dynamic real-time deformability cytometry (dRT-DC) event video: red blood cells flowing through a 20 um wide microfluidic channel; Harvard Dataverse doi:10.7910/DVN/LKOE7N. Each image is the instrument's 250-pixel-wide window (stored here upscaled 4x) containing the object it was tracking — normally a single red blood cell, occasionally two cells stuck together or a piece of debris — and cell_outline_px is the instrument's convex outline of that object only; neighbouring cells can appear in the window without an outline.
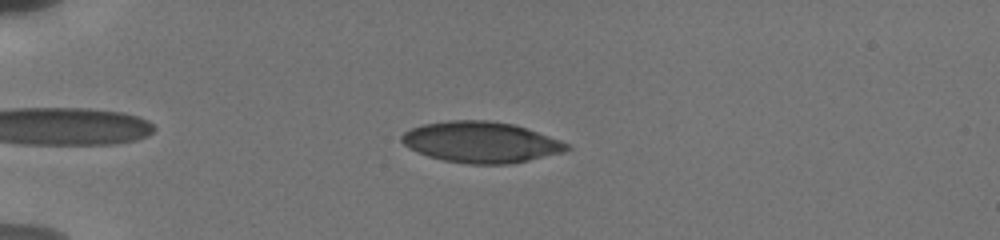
{"species": "human", "species_latin": "Homo sapiens", "temperature_condition": "cold", "stored_images_in_passage": 8, "camera_frame_rate_fps": 3000, "um_per_image_px": 0.085, "donor": {"sex": "male"}, "frame": {"image": 1, "passage_image": 5, "time_ms": 2.0, "image_size_px": [1000, 240], "cell_outline_px": [[572, 148], [564, 152], [512, 164], [468, 164], [444, 160], [428, 156], [408, 148], [400, 140], [400, 136], [404, 132], [412, 128], [424, 124], [448, 120], [488, 120], [516, 124], [528, 128], [560, 140], [568, 144]], "centroid_in_image_um": [40.9, 12.08], "position_along_channel_um": 44.1, "area_um2": 39.65}}
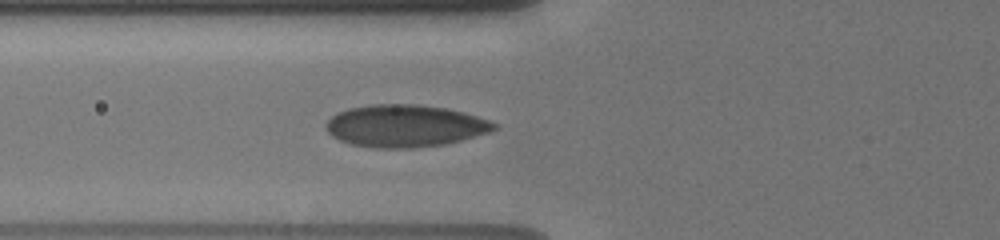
{"frame": {"image": 2, "passage_image": 8, "time_ms": 4.333, "image_size_px": [1000, 240], "cell_outline_px": [[496, 128], [492, 132], [444, 144], [412, 148], [376, 148], [352, 144], [340, 140], [332, 136], [324, 128], [328, 120], [332, 116], [348, 108], [372, 104], [416, 104], [444, 108], [464, 112], [488, 120], [496, 124]], "centroid_in_image_um": [34.41, 10.7], "position_along_channel_um": 91.4, "area_um2": 41.21}}